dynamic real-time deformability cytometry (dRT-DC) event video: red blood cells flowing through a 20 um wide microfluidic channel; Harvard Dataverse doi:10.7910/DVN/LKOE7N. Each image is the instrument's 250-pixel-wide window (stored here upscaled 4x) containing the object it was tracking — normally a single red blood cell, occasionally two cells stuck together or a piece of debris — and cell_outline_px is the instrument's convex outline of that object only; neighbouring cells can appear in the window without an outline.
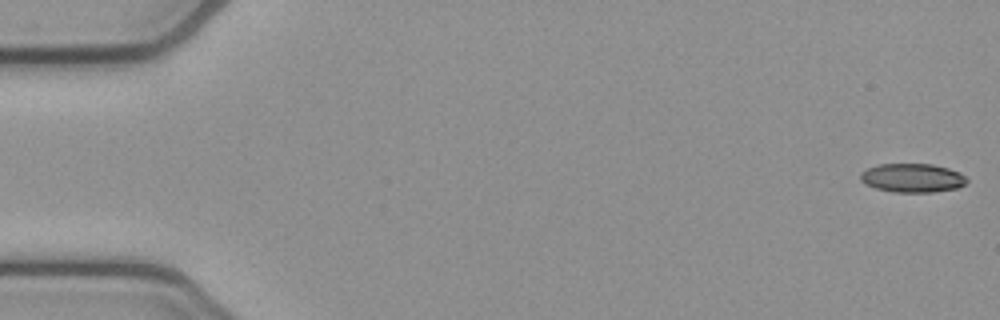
{"species": "common noctule bat (a hibernating species)", "species_latin": "Nyctalus noctula", "temperature_condition": "cold", "stored_images_in_passage": 9, "camera_frame_rate_fps": 3000, "um_per_image_px": 0.085, "animal": {"sex": "female", "body_mass_g": 21.9}, "frame": {"image": 1, "passage_image": 1, "time_ms": 0.0, "image_size_px": [1000, 320], "cell_outline_px": [[968, 180], [964, 184], [956, 188], [932, 192], [892, 192], [876, 188], [864, 184], [860, 180], [860, 172], [868, 168], [880, 164], [932, 164], [948, 168], [960, 172]], "centroid_in_image_um": [77.52, 15.12], "position_along_channel_um": 7.5, "area_um2": 17.86}}